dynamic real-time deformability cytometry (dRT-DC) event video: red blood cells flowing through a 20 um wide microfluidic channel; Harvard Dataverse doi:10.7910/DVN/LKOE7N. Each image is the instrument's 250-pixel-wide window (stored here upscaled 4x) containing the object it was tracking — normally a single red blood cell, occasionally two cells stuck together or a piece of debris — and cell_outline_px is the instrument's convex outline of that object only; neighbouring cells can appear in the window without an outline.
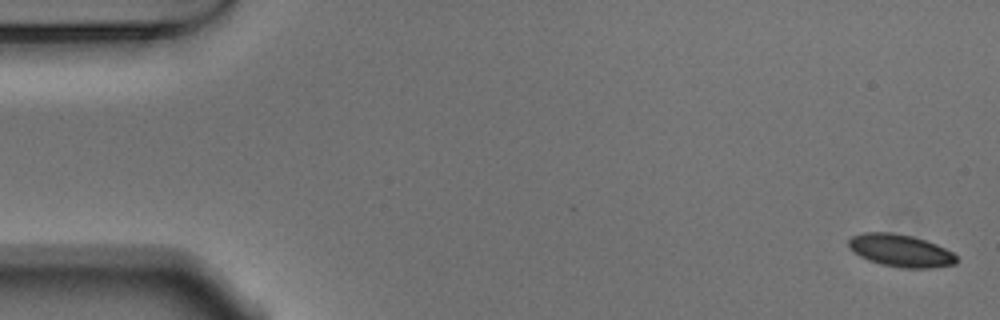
{"species": "Egyptian fruit bat (a non-hibernating species)", "species_latin": "Rousettus aegyptiacus", "temperature_condition": "warm", "stored_images_in_passage": 55, "camera_frame_rate_fps": 3000, "um_per_image_px": 0.085, "animal": {"sex": "male"}, "frame": {"image": 1, "passage_image": 1, "time_ms": 0.0, "image_size_px": [1000, 320], "cell_outline_px": [[956, 264], [928, 268], [900, 268], [880, 264], [868, 260], [860, 256], [848, 244], [848, 240], [852, 236], [864, 232], [892, 232], [912, 236], [936, 244], [952, 252], [956, 256]], "centroid_in_image_um": [76.54, 21.3], "position_along_channel_um": 8.5, "area_um2": 20.23}}
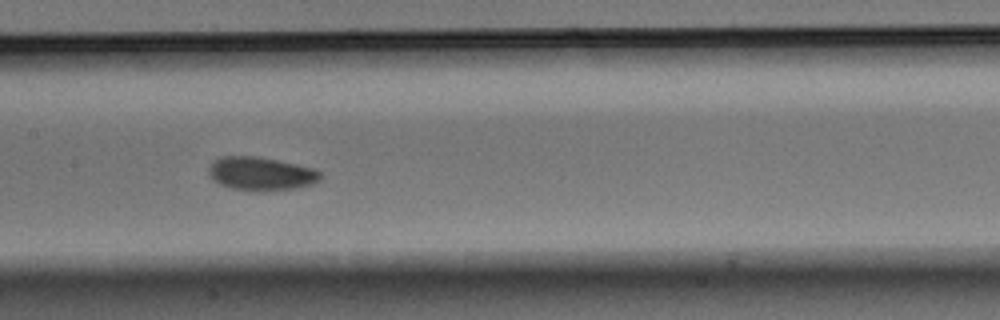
{"frame": {"image": 2, "passage_image": 26, "time_ms": 8.333, "image_size_px": [1000, 320], "cell_outline_px": [[320, 180], [312, 184], [292, 188], [264, 192], [260, 192], [232, 188], [220, 184], [212, 180], [208, 176], [208, 168], [220, 156], [260, 156], [296, 164], [312, 168], [320, 172]], "centroid_in_image_um": [22.15, 14.76], "position_along_channel_um": 185.3, "area_um2": 21.85}}
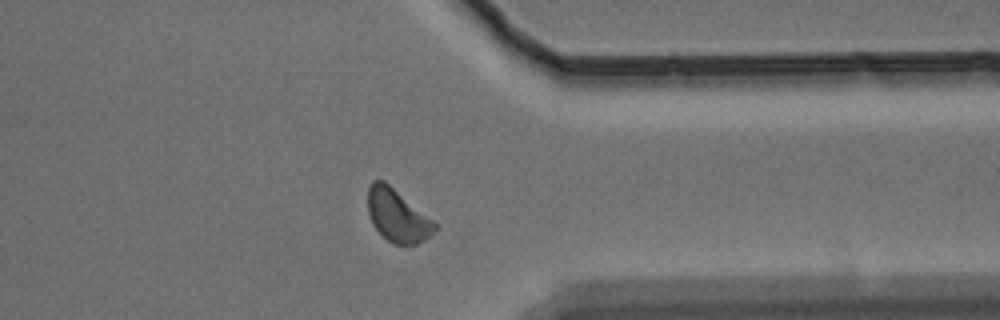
{"frame": {"image": 3, "passage_image": 42, "time_ms": 13.667, "image_size_px": [1000, 320], "cell_outline_px": [[440, 224], [424, 240], [416, 244], [396, 244], [388, 240], [372, 224], [368, 216], [368, 188], [372, 180], [384, 180]], "centroid_in_image_um": [33.79, 18.3], "position_along_channel_um": 377.6, "area_um2": 20.58}, "authors_computed_cell_mechanics": {"area_um2": 20.6346, "velocity_mm_per_s": 3.7247, "shape_relaxation_time_tau1_ms": 2.5408, "shape_relaxation_time_tau2_ms": 6.7292, "deformation_change_tau1": 0.0476, "deformation_change_tau2": 0.1006}}